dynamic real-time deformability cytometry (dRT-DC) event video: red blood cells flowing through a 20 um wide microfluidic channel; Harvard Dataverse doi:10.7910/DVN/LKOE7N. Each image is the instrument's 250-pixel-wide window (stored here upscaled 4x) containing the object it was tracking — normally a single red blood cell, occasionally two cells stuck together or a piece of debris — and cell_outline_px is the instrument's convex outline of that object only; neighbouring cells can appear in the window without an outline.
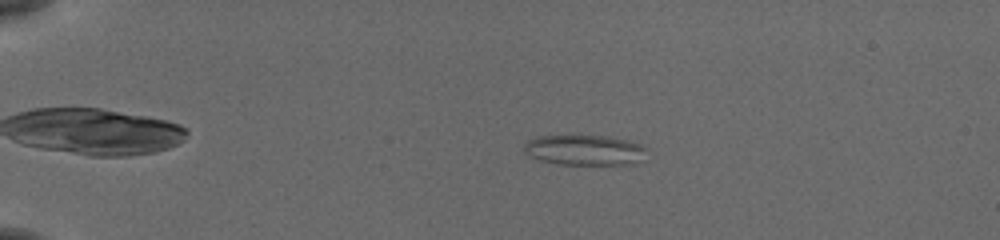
{"species": "common noctule bat (a hibernating species)", "species_latin": "Nyctalus noctula", "temperature_condition": "cold", "stored_images_in_passage": 56, "camera_frame_rate_fps": 3000, "um_per_image_px": 0.085, "animal": {"sex": "female", "body_mass_g": 19.5, "forearm_length_mm": 54.1}, "frame": {"image": 1, "passage_image": 13, "time_ms": 4.0, "image_size_px": [1000, 240], "cell_outline_px": [[648, 148], [632, 164], [560, 164], [540, 160], [524, 152], [524, 144], [528, 140], [536, 136], [580, 132], [608, 136], [628, 140], [640, 144]], "centroid_in_image_um": [49.6, 12.68], "position_along_channel_um": 35.4, "area_um2": 22.31}}
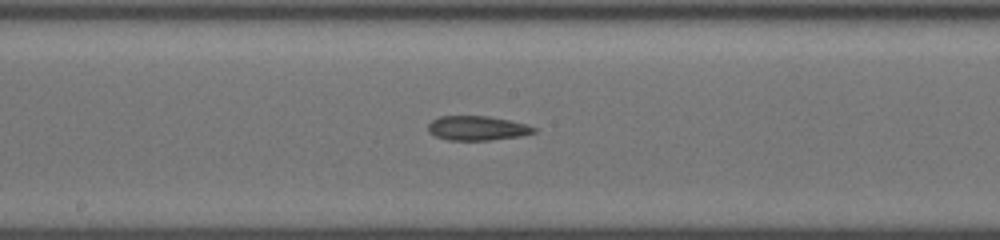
{"frame": {"image": 2, "passage_image": 32, "time_ms": 10.333, "image_size_px": [1000, 240], "cell_outline_px": [[536, 132], [520, 136], [492, 140], [448, 140], [436, 136], [428, 132], [428, 124], [432, 120], [440, 116], [488, 116], [508, 120], [524, 124], [536, 128]], "centroid_in_image_um": [40.54, 10.89], "position_along_channel_um": 207.7, "area_um2": 14.97}}
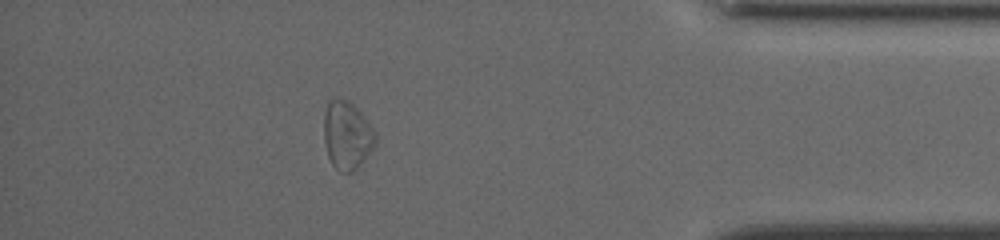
{"frame": {"image": 3, "passage_image": 50, "time_ms": 16.333, "image_size_px": [1000, 240], "cell_outline_px": [[376, 144], [360, 164], [352, 172], [340, 172], [332, 164], [328, 156], [324, 140], [324, 116], [328, 100], [344, 100], [352, 104], [360, 112], [372, 128], [376, 136]], "centroid_in_image_um": [29.48, 11.53], "position_along_channel_um": 405.7, "area_um2": 20.0}, "authors_computed_cell_mechanics": {"area_um2": 19.4786, "velocity_mm_per_s": 3.8185, "shape_relaxation_time_tau1_ms": null, "shape_relaxation_time_tau2_ms": 7.0025, "deformation_change_tau1": null, "deformation_change_tau2": 0.1576}}